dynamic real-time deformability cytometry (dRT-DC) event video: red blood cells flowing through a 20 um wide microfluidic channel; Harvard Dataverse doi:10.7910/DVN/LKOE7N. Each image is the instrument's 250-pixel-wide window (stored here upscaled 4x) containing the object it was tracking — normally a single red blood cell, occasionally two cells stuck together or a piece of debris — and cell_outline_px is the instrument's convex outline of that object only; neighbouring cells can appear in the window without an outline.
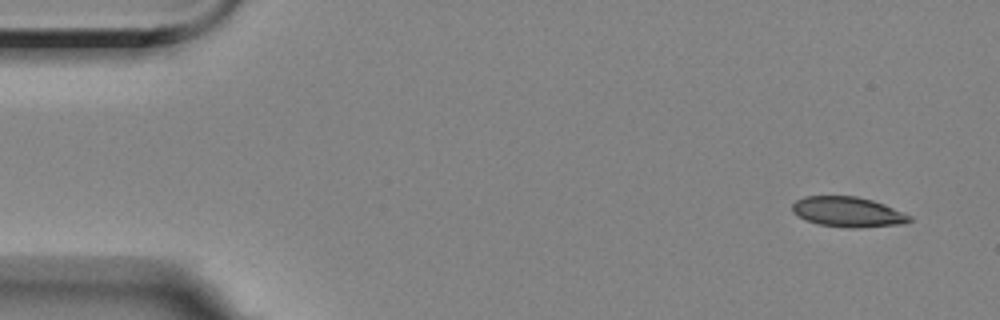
{"species": "Egyptian fruit bat (a non-hibernating species)", "species_latin": "Rousettus aegyptiacus", "temperature_condition": "room temperature", "stored_images_in_passage": 7, "camera_frame_rate_fps": 3000, "um_per_image_px": 0.085, "animal": {"sex": "female"}, "frame": {"image": 1, "passage_image": 1, "time_ms": 0.0, "image_size_px": [1000, 320], "cell_outline_px": [[912, 220], [904, 224], [860, 228], [848, 228], [816, 224], [792, 212], [792, 204], [796, 200], [804, 196], [856, 196], [872, 200], [884, 204], [912, 216]], "centroid_in_image_um": [72.09, 18.02], "position_along_channel_um": 12.9, "area_um2": 20.69}}
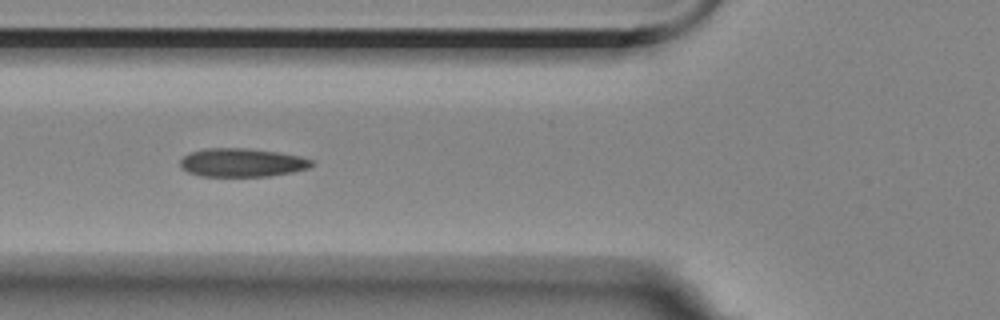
{"frame": {"image": 2, "passage_image": 6, "time_ms": 5.667, "image_size_px": [1000, 320], "cell_outline_px": [[316, 164], [308, 168], [292, 172], [268, 176], [200, 176], [188, 172], [180, 164], [180, 160], [188, 152], [204, 148], [248, 148], [280, 152], [300, 156], [312, 160]], "centroid_in_image_um": [20.58, 13.81], "position_along_channel_um": 105.2, "area_um2": 21.96}}
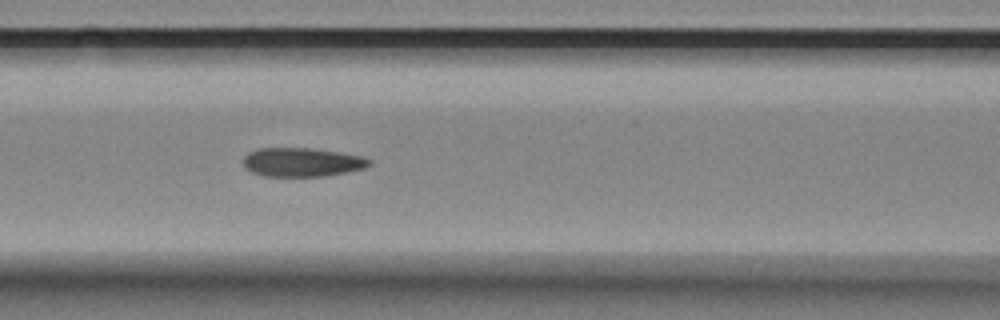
{"frame": {"image": 3, "passage_image": 7, "time_ms": 6.667, "image_size_px": [1000, 320], "cell_outline_px": [[372, 164], [364, 168], [324, 176], [264, 176], [252, 172], [244, 168], [244, 156], [248, 152], [256, 148], [312, 148], [340, 152], [360, 156], [372, 160]], "centroid_in_image_um": [25.64, 13.78], "position_along_channel_um": 141.0, "area_um2": 21.21}}